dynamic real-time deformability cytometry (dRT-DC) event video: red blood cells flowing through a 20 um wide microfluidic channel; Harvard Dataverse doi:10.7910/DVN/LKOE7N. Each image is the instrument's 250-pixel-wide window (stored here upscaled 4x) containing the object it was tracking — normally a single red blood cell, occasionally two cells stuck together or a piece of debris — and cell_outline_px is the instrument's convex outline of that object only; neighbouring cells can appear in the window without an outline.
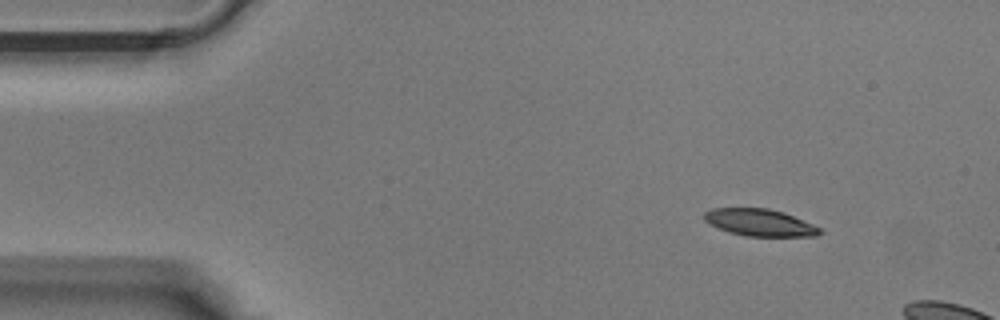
{"species": "Egyptian fruit bat (a non-hibernating species)", "species_latin": "Rousettus aegyptiacus", "temperature_condition": "warm", "stored_images_in_passage": 10, "camera_frame_rate_fps": 3000, "um_per_image_px": 0.085, "animal": {"sex": "male"}, "frame": {"image": 1, "passage_image": 5, "time_ms": 1.333, "image_size_px": [1000, 320], "cell_outline_px": [[816, 232], [788, 236], [764, 236], [740, 232], [728, 228], [736, 208], [752, 208], [776, 212], [788, 216], [816, 228]], "centroid_in_image_um": [65.23, 18.99], "position_along_channel_um": 19.8, "area_um2": 12.25}}